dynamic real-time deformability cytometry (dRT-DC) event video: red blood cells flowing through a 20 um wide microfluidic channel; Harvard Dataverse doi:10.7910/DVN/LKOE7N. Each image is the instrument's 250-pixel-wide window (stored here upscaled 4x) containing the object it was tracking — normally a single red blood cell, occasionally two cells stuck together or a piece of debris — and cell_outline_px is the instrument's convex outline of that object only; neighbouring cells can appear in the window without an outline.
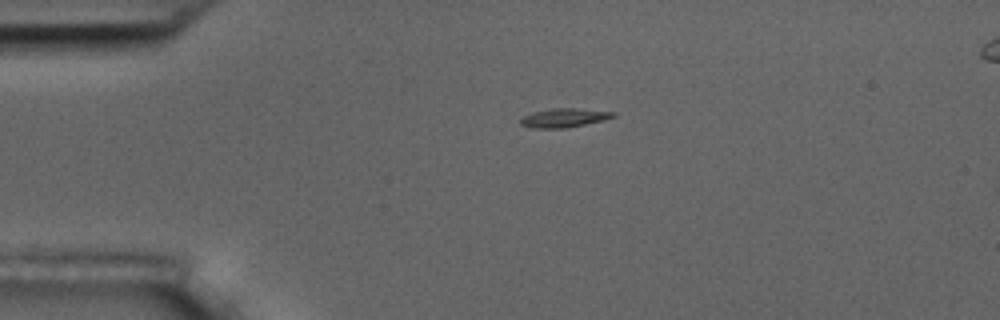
{"species": "common noctule bat (a hibernating species)", "species_latin": "Nyctalus noctula", "temperature_condition": "room temperature", "stored_images_in_passage": 5, "segment_of_instrument_passage": [1, 2], "camera_frame_rate_fps": 3000, "um_per_image_px": 0.085, "animal": {"sex": "male", "body_mass_g": 17.5, "forearm_length_mm": 52.3}, "frame": {"image": 1, "passage_image": 3, "time_ms": 3.333, "image_size_px": [1000, 320], "cell_outline_px": [[616, 116], [604, 120], [568, 128], [532, 128], [520, 124], [520, 120], [524, 116], [532, 112], [552, 108], [572, 108], [616, 112]], "centroid_in_image_um": [47.95, 10.02], "position_along_channel_um": 37.0, "area_um2": 10.23}}